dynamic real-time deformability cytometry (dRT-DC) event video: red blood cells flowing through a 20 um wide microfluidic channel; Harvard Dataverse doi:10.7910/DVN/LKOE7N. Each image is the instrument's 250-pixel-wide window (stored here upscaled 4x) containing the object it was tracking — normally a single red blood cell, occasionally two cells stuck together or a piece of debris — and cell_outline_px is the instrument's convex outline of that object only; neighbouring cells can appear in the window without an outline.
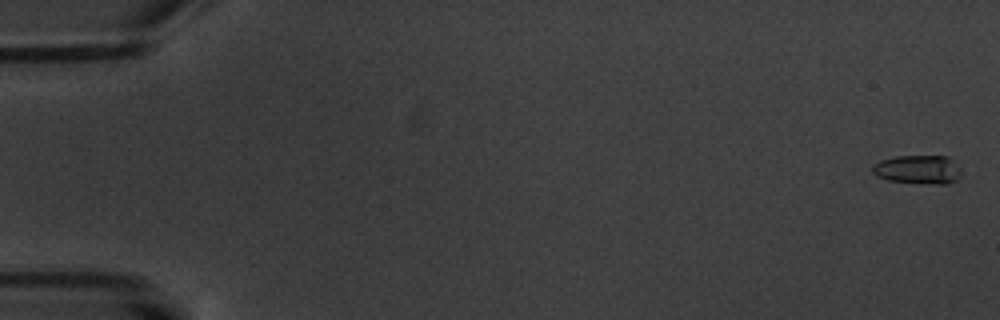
{"species": "common noctule bat (a hibernating species)", "species_latin": "Nyctalus noctula", "temperature_condition": "warm", "stored_images_in_passage": 17, "camera_frame_rate_fps": 3000, "um_per_image_px": 0.085, "animal": {"sex": "male", "body_mass_g": 20.1, "forearm_length_mm": 53.5}, "frame": {"image": 1, "passage_image": 1, "time_ms": 0.0, "image_size_px": [1000, 320], "cell_outline_px": [[960, 176], [956, 180], [948, 184], [936, 184], [888, 180], [876, 176], [872, 172], [872, 164], [880, 160], [896, 156], [948, 156], [952, 160], [960, 172]], "centroid_in_image_um": [77.99, 14.4], "position_along_channel_um": 7.0, "area_um2": 14.8}}
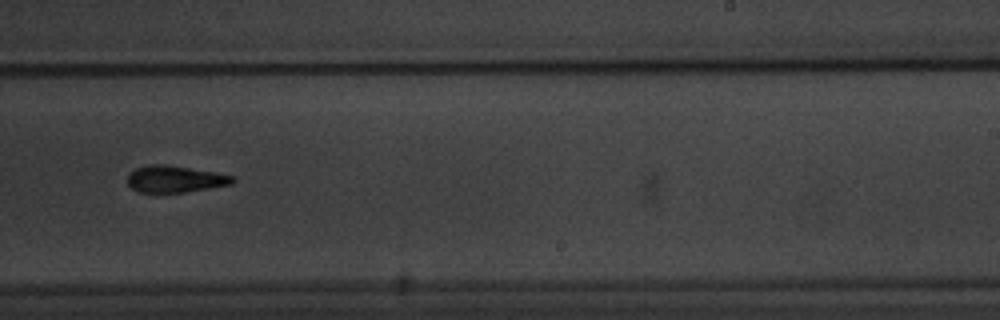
{"frame": {"image": 2, "passage_image": 11, "time_ms": 12.333, "image_size_px": [1000, 320], "cell_outline_px": [[236, 180], [232, 184], [184, 192], [140, 192], [132, 188], [128, 184], [128, 176], [136, 168], [152, 164], [164, 164], [212, 172], [232, 176]], "centroid_in_image_um": [14.86, 15.22], "position_along_channel_um": 274.1, "area_um2": 15.95}}
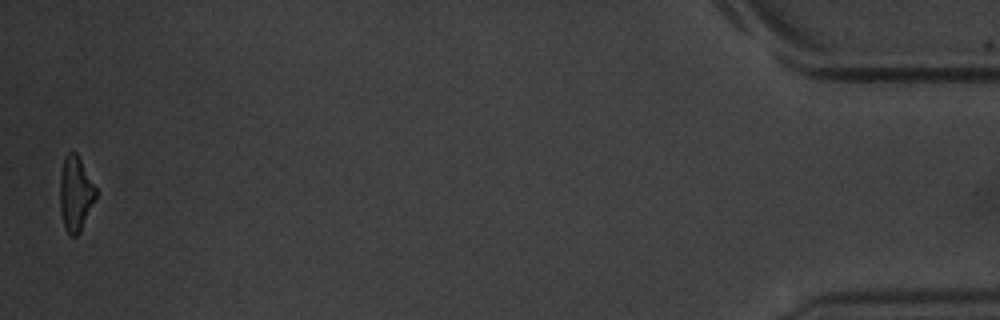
{"frame": {"image": 3, "passage_image": 17, "time_ms": 19.333, "image_size_px": [1000, 320], "cell_outline_px": [[96, 196], [80, 232], [76, 236], [72, 236], [64, 228], [60, 208], [60, 176], [64, 156], [68, 152], [76, 152], [96, 188]], "centroid_in_image_um": [6.4, 16.45], "position_along_channel_um": 428.8, "area_um2": 15.43}, "authors_computed_cell_mechanics": {"area_um2": 16.1262, "velocity_mm_per_s": 3.4677, "shape_relaxation_time_tau1_ms": 2.467, "shape_relaxation_time_tau2_ms": 7.7816, "deformation_change_tau1": 0.1415, "deformation_change_tau2": 0.189}}